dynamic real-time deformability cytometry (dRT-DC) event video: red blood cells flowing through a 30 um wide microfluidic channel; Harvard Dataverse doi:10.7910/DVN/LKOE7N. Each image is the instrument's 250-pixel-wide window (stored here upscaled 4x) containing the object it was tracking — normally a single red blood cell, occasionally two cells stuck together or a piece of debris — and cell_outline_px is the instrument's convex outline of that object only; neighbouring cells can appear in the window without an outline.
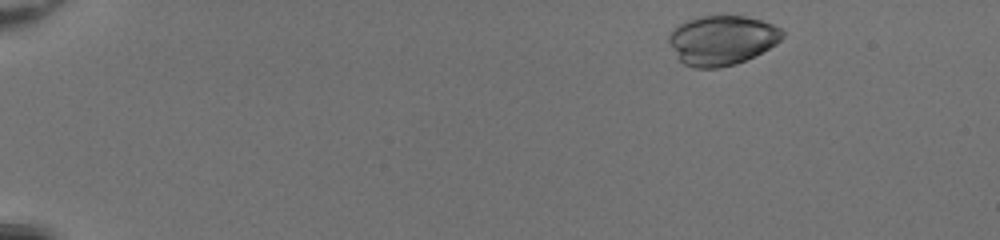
{"species": "common noctule bat (a hibernating species)", "species_latin": "Nyctalus noctula", "temperature_condition": "room temperature", "stored_images_in_passage": 45, "camera_frame_rate_fps": 3000, "um_per_image_px": 0.085, "animal": {"sex": "female", "body_mass_g": 20.0, "forearm_length_mm": 54.0}, "frame": {"image": 1, "passage_image": 1, "time_ms": 0.0, "image_size_px": [1000, 240], "cell_outline_px": [[784, 36], [776, 44], [736, 64], [720, 68], [692, 68], [684, 64], [676, 56], [668, 44], [668, 36], [680, 24], [688, 20], [700, 16], [744, 16], [760, 20], [772, 24], [780, 28], [784, 32]], "centroid_in_image_um": [61.34, 3.43], "position_along_channel_um": 23.7, "area_um2": 32.6}}
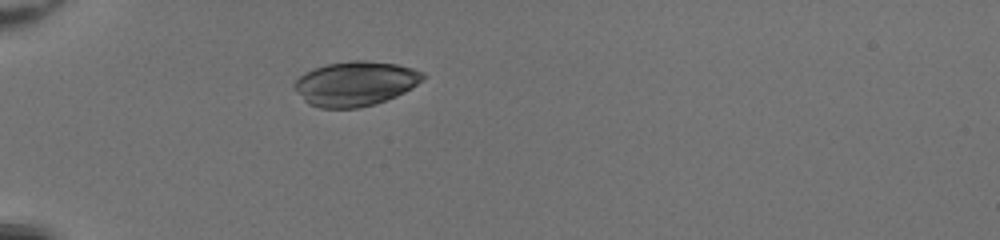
{"frame": {"image": 2, "passage_image": 11, "time_ms": 3.333, "image_size_px": [1000, 240], "cell_outline_px": [[424, 76], [412, 88], [396, 96], [376, 104], [360, 108], [320, 108], [308, 104], [304, 100], [292, 84], [304, 72], [328, 64], [352, 60], [364, 60], [396, 64], [412, 68], [424, 72]], "centroid_in_image_um": [30.19, 7.11], "position_along_channel_um": 54.8, "area_um2": 33.23}}
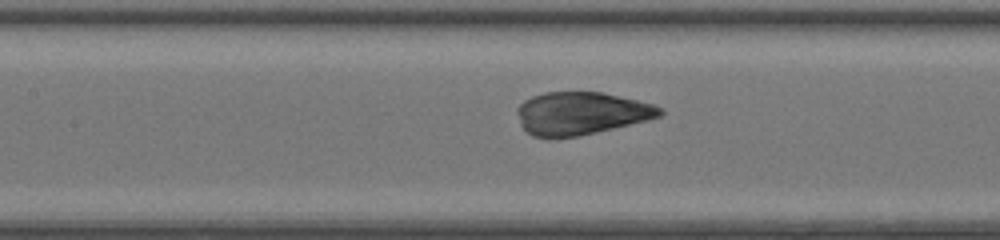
{"frame": {"image": 3, "passage_image": 20, "time_ms": 6.333, "image_size_px": [1000, 240], "cell_outline_px": [[664, 112], [660, 116], [648, 120], [580, 136], [532, 136], [520, 124], [516, 112], [516, 108], [524, 100], [532, 96], [544, 92], [604, 92], [652, 104], [664, 108]], "centroid_in_image_um": [49.4, 9.61], "position_along_channel_um": 158.0, "area_um2": 35.37}}